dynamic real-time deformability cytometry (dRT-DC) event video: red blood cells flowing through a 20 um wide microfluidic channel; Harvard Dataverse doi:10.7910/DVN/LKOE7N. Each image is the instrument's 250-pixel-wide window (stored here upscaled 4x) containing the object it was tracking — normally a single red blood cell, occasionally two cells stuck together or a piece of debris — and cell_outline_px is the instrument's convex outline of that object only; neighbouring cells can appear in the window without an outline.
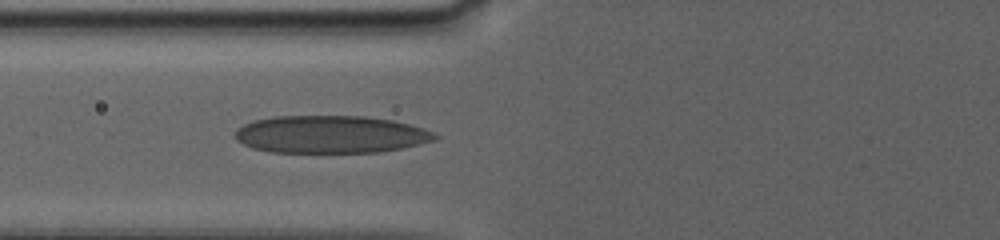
{"species": "human", "species_latin": "Homo sapiens", "temperature_condition": "warm", "stored_images_in_passage": 3, "camera_frame_rate_fps": 3000, "um_per_image_px": 0.085, "donor": {"sex": "female"}, "frame": {"image": 1, "passage_image": 3, "time_ms": 2.333, "image_size_px": [1000, 240], "cell_outline_px": [[440, 136], [436, 140], [420, 144], [380, 152], [272, 152], [252, 148], [236, 140], [232, 136], [236, 128], [252, 120], [272, 116], [364, 116], [392, 120], [424, 128], [436, 132]], "centroid_in_image_um": [28.08, 11.42], "position_along_channel_um": 97.7, "area_um2": 44.1}}